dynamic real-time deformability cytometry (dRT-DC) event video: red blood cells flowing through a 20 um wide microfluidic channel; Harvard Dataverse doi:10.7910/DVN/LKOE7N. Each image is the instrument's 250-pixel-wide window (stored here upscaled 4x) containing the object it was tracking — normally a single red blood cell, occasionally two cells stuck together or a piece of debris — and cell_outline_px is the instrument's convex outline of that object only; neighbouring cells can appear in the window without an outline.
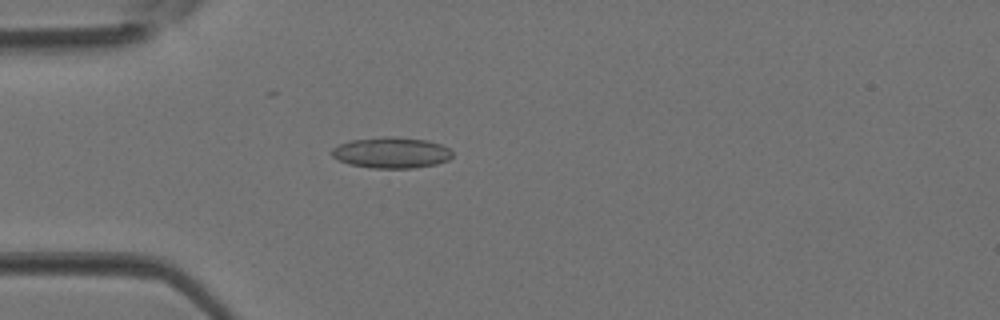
{"species": "Egyptian fruit bat (a non-hibernating species)", "species_latin": "Rousettus aegyptiacus", "temperature_condition": "room temperature", "stored_images_in_passage": 4, "camera_frame_rate_fps": 3000, "um_per_image_px": 0.085, "animal": {"sex": "female"}, "frame": {"image": 1, "passage_image": 4, "time_ms": 1.0, "image_size_px": [1000, 320], "cell_outline_px": [[452, 156], [448, 160], [436, 164], [412, 168], [372, 168], [348, 164], [332, 156], [332, 148], [340, 144], [352, 140], [388, 136], [392, 136], [428, 140], [440, 144], [448, 148], [452, 152]], "centroid_in_image_um": [33.28, 12.98], "position_along_channel_um": 51.7, "area_um2": 21.68}}